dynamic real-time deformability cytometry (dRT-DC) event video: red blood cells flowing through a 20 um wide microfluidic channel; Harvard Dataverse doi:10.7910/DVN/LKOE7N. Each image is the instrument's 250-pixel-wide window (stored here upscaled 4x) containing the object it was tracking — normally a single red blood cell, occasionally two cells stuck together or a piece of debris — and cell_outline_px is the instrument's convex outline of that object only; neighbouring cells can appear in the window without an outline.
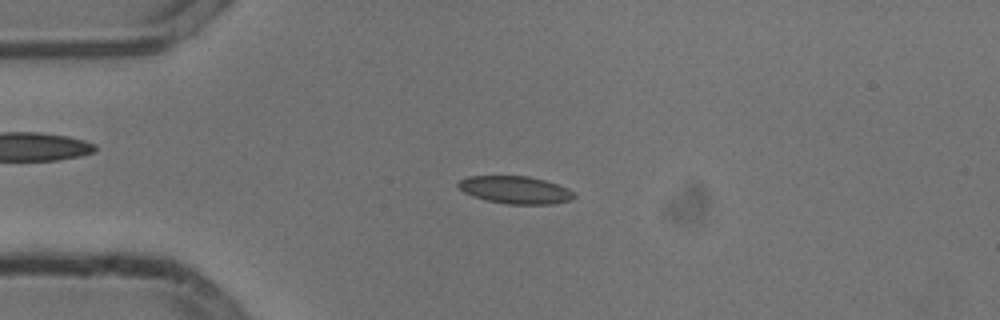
{"species": "common noctule bat (a hibernating species)", "species_latin": "Nyctalus noctula", "temperature_condition": "cold", "stored_images_in_passage": 54, "camera_frame_rate_fps": 3000, "um_per_image_px": 0.085, "animal": {"sex": "male", "body_mass_g": 13.3}, "frame": {"image": 1, "passage_image": 13, "time_ms": 4.0, "image_size_px": [1000, 320], "cell_outline_px": [[576, 196], [568, 200], [552, 204], [504, 204], [472, 196], [464, 192], [456, 184], [460, 180], [468, 176], [528, 176], [544, 180], [568, 188]], "centroid_in_image_um": [43.77, 16.14], "position_along_channel_um": 41.2, "area_um2": 18.44}}
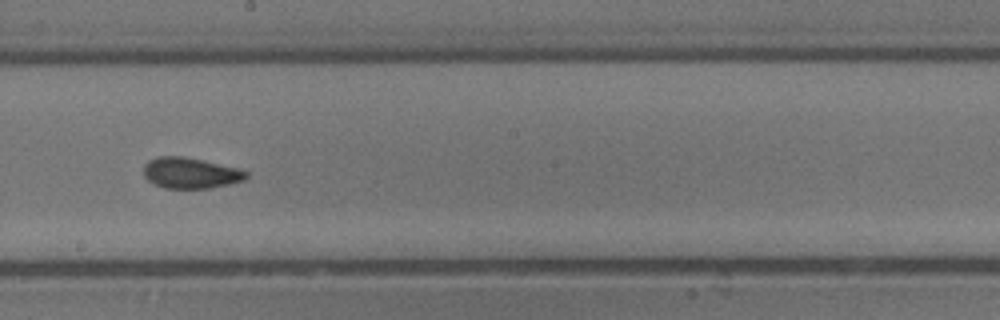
{"frame": {"image": 2, "passage_image": 30, "time_ms": 9.667, "image_size_px": [1000, 320], "cell_outline_px": [[248, 176], [244, 180], [228, 184], [208, 188], [164, 188], [148, 180], [144, 176], [144, 164], [148, 160], [160, 156], [180, 156], [240, 168], [248, 172]], "centroid_in_image_um": [16.19, 14.7], "position_along_channel_um": 232.0, "area_um2": 18.26}}
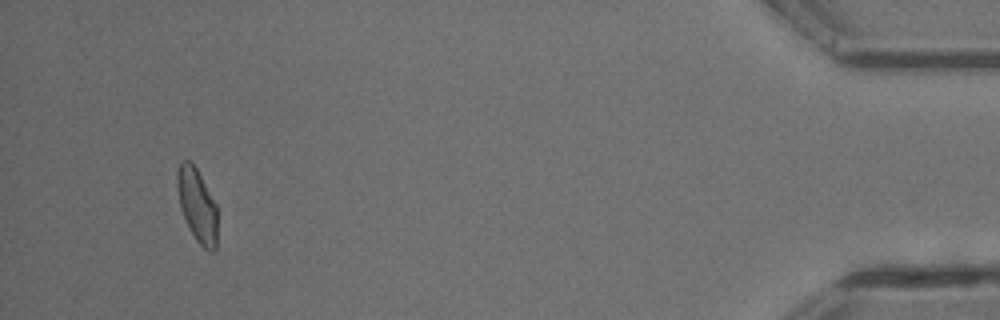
{"frame": {"image": 3, "passage_image": 51, "time_ms": 16.667, "image_size_px": [1000, 320], "cell_outline_px": [[216, 248], [212, 252], [204, 248], [196, 240], [180, 208], [176, 188], [176, 172], [180, 160], [188, 160], [196, 168], [216, 204]], "centroid_in_image_um": [16.72, 17.4], "position_along_channel_um": 418.5, "area_um2": 16.99}, "authors_computed_cell_mechanics": {"area_um2": 18.1203, "velocity_mm_per_s": 3.7866, "shape_relaxation_time_tau1_ms": 9.23, "shape_relaxation_time_tau2_ms": 1.6231, "deformation_change_tau1": 0.165, "deformation_change_tau2": 0.0666}}